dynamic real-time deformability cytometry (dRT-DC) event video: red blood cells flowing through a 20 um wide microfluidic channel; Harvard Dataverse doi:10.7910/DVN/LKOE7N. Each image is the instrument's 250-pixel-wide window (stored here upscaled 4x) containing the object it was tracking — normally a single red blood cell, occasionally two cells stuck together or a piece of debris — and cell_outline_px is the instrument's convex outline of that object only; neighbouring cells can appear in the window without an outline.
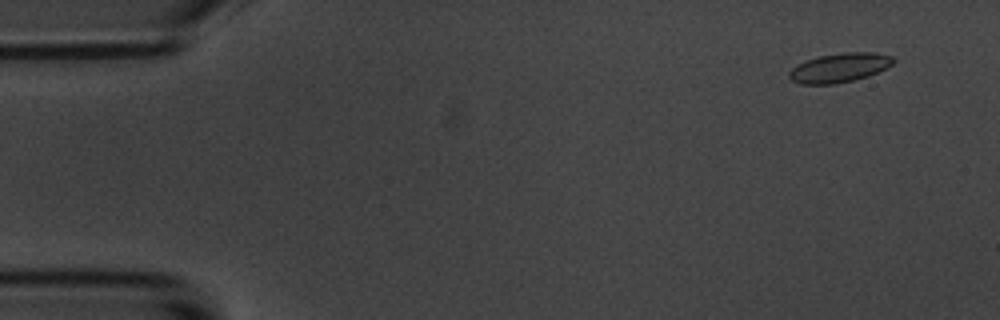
{"species": "common noctule bat (a hibernating species)", "species_latin": "Nyctalus noctula", "temperature_condition": "room temperature", "stored_images_in_passage": 57, "camera_frame_rate_fps": 3000, "um_per_image_px": 0.085, "animal": {"sex": "male", "body_mass_g": 20.1, "forearm_length_mm": 53.5}, "frame": {"image": 1, "passage_image": 4, "time_ms": 1.0, "image_size_px": [1000, 320], "cell_outline_px": [[896, 60], [892, 64], [868, 76], [836, 84], [800, 84], [792, 80], [788, 76], [788, 72], [792, 68], [808, 60], [820, 56], [844, 52], [872, 52], [892, 56]], "centroid_in_image_um": [71.35, 5.76], "position_along_channel_um": 13.6, "area_um2": 17.46}}
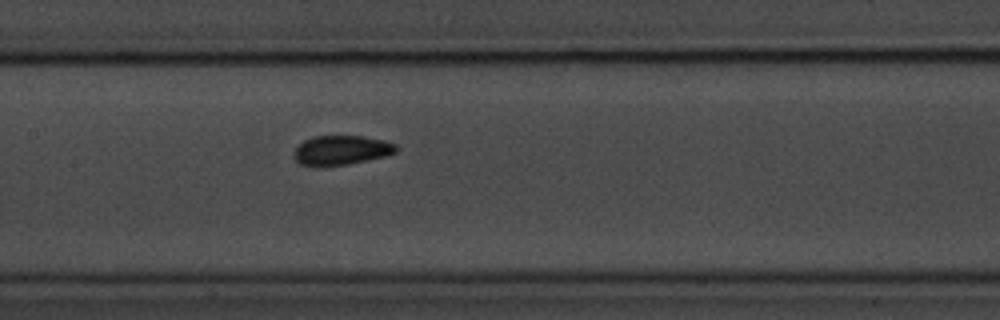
{"frame": {"image": 2, "passage_image": 27, "time_ms": 8.667, "image_size_px": [1000, 320], "cell_outline_px": [[400, 148], [396, 152], [384, 156], [348, 164], [300, 164], [296, 160], [296, 148], [304, 140], [312, 136], [364, 136], [384, 140], [396, 144]], "centroid_in_image_um": [29.1, 12.72], "position_along_channel_um": 178.3, "area_um2": 16.99}}
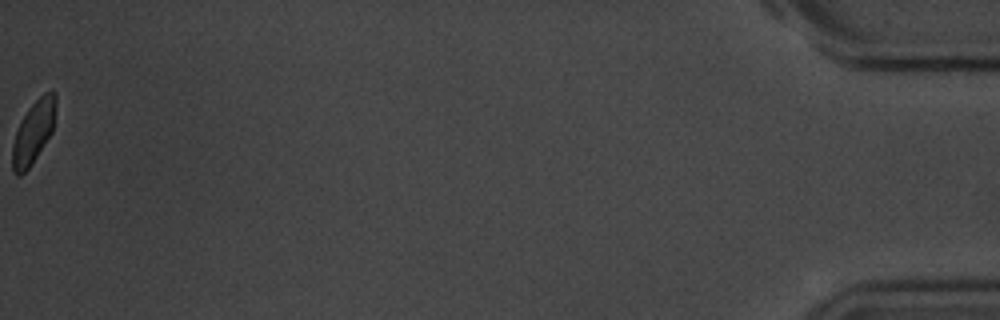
{"frame": {"image": 3, "passage_image": 57, "time_ms": 18.667, "image_size_px": [1000, 320], "cell_outline_px": [[56, 104], [52, 132], [28, 168], [20, 176], [16, 176], [12, 172], [12, 144], [20, 120], [28, 108], [44, 92], [52, 88], [56, 92]], "centroid_in_image_um": [2.83, 11.18], "position_along_channel_um": 432.4, "area_um2": 15.9}, "authors_computed_cell_mechanics": {"area_um2": 17.1666, "velocity_mm_per_s": 3.551, "shape_relaxation_time_tau1_ms": 3.5542, "shape_relaxation_time_tau2_ms": 1.0993, "deformation_change_tau1": 0.0928, "deformation_change_tau2": 0.0633}}